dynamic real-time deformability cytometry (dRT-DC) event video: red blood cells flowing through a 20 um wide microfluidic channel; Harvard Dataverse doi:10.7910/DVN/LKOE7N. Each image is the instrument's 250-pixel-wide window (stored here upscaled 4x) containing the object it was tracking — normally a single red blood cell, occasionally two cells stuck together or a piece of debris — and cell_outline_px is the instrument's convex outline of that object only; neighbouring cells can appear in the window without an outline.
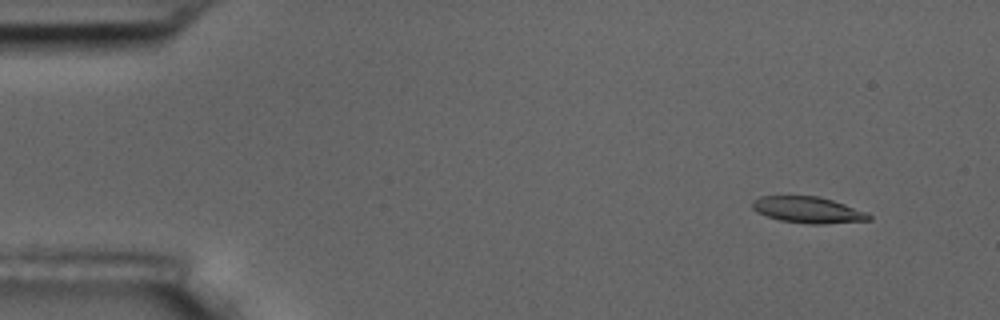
{"species": "common noctule bat (a hibernating species)", "species_latin": "Nyctalus noctula", "temperature_condition": "room temperature", "stored_images_in_passage": 6, "camera_frame_rate_fps": 3000, "um_per_image_px": 0.085, "animal": {"sex": "male", "body_mass_g": 17.5, "forearm_length_mm": 52.3}, "frame": {"image": 1, "passage_image": 2, "time_ms": 1.0, "image_size_px": [1000, 320], "cell_outline_px": [[872, 220], [824, 224], [808, 224], [780, 220], [756, 212], [752, 208], [752, 200], [760, 196], [820, 196], [868, 212], [872, 216]], "centroid_in_image_um": [68.7, 17.84], "position_along_channel_um": 16.3, "area_um2": 17.98}}
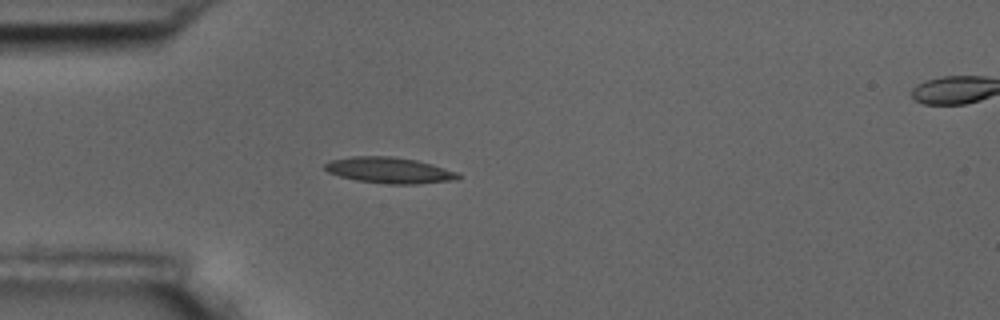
{"frame": {"image": 2, "passage_image": 5, "time_ms": 4.667, "image_size_px": [1000, 320], "cell_outline_px": [[460, 180], [416, 184], [388, 184], [356, 180], [340, 176], [328, 172], [324, 168], [324, 164], [332, 160], [352, 156], [392, 156], [416, 160], [432, 164], [460, 172]], "centroid_in_image_um": [33.16, 14.48], "position_along_channel_um": 51.8, "area_um2": 20.35}}